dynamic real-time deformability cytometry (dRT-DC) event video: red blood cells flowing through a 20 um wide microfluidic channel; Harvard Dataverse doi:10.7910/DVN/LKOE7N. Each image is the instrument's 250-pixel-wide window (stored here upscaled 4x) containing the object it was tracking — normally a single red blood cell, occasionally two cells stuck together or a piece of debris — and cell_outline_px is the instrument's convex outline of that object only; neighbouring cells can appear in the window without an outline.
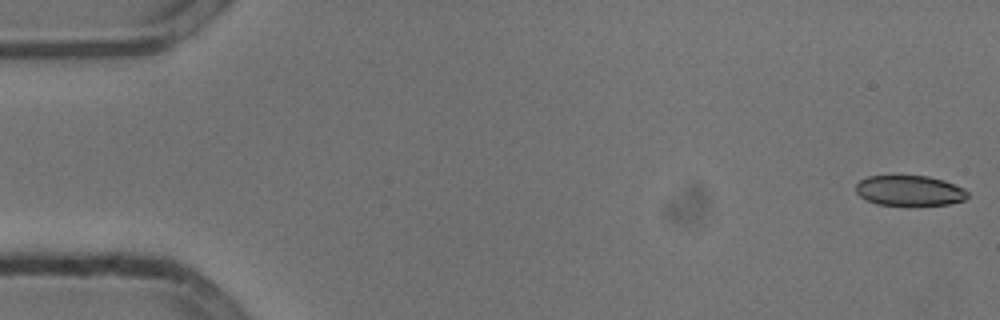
{"species": "common noctule bat (a hibernating species)", "species_latin": "Nyctalus noctula", "temperature_condition": "cold", "stored_images_in_passage": 10, "camera_frame_rate_fps": 3000, "um_per_image_px": 0.085, "animal": {"sex": "male", "body_mass_g": 13.3}, "frame": {"image": 1, "passage_image": 1, "time_ms": 0.0, "image_size_px": [1000, 320], "cell_outline_px": [[968, 196], [964, 200], [948, 204], [876, 204], [864, 200], [856, 192], [856, 184], [860, 180], [868, 176], [928, 176], [944, 180], [964, 188], [968, 192]], "centroid_in_image_um": [77.3, 16.19], "position_along_channel_um": 7.7, "area_um2": 19.54}}